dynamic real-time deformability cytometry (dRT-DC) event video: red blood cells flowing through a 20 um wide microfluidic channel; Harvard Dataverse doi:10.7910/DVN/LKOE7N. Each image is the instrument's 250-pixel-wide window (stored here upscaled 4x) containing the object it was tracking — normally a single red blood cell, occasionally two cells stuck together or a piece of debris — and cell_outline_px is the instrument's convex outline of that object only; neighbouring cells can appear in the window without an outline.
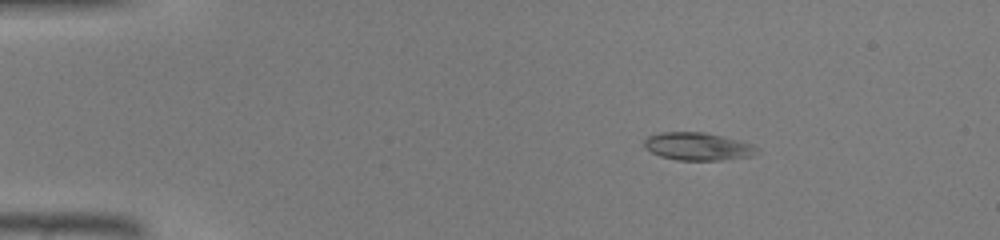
{"species": "common noctule bat (a hibernating species)", "species_latin": "Nyctalus noctula", "temperature_condition": "warm", "stored_images_in_passage": 39, "camera_frame_rate_fps": 3000, "um_per_image_px": 0.085, "animal": {"sex": "male", "body_mass_g": 19.0, "forearm_length_mm": 50.8}, "frame": {"image": 1, "passage_image": 1, "time_ms": 0.0, "image_size_px": [1000, 240], "cell_outline_px": [[760, 152], [752, 156], [720, 160], [676, 160], [660, 156], [644, 148], [644, 140], [648, 136], [660, 132], [704, 132], [740, 140], [752, 144], [760, 148]], "centroid_in_image_um": [59.34, 12.45], "position_along_channel_um": 25.7, "area_um2": 18.44}}
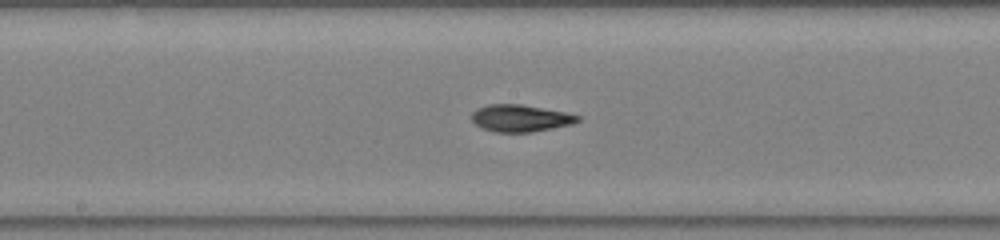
{"frame": {"image": 2, "passage_image": 18, "time_ms": 5.667, "image_size_px": [1000, 240], "cell_outline_px": [[580, 120], [572, 124], [532, 132], [492, 132], [476, 124], [472, 120], [472, 112], [476, 108], [488, 104], [520, 104], [564, 112], [580, 116]], "centroid_in_image_um": [44.21, 10.04], "position_along_channel_um": 204.0, "area_um2": 16.59}}
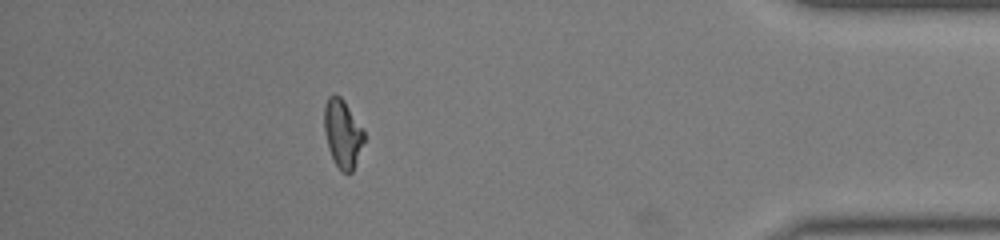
{"frame": {"image": 3, "passage_image": 34, "time_ms": 11.0, "image_size_px": [1000, 240], "cell_outline_px": [[364, 140], [352, 172], [340, 172], [332, 160], [328, 148], [324, 132], [324, 104], [328, 96], [340, 96], [344, 100], [364, 128]], "centroid_in_image_um": [29.11, 11.35], "position_along_channel_um": 406.1, "area_um2": 16.01}}